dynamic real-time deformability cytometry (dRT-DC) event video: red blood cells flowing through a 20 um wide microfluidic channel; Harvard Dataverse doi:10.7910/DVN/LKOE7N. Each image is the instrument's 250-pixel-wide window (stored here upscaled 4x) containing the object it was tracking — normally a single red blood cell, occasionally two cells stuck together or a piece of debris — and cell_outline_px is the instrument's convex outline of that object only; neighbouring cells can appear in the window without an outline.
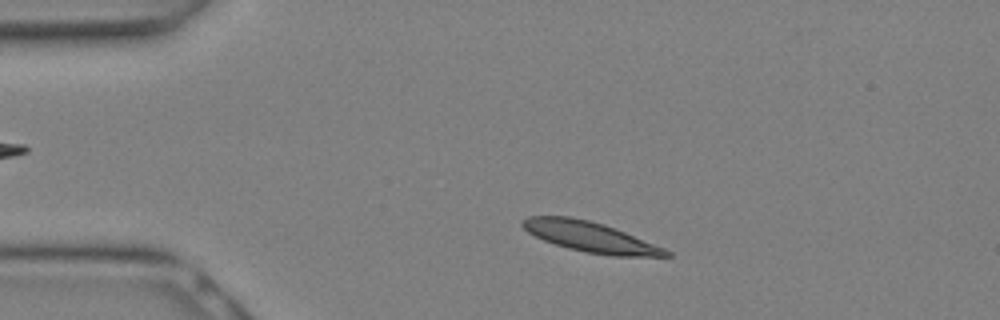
{"species": "Egyptian fruit bat (a non-hibernating species)", "species_latin": "Rousettus aegyptiacus", "temperature_condition": "warm", "stored_images_in_passage": 9, "camera_frame_rate_fps": 3000, "um_per_image_px": 0.085, "animal": {"sex": "female"}, "frame": {"image": 1, "passage_image": 3, "time_ms": 0.667, "image_size_px": [1000, 320], "cell_outline_px": [[672, 256], [612, 256], [588, 252], [568, 248], [544, 240], [528, 232], [520, 224], [528, 216], [568, 216], [588, 220], [604, 224], [664, 248], [672, 252]], "centroid_in_image_um": [50.17, 20.13], "position_along_channel_um": 34.8, "area_um2": 24.85}}
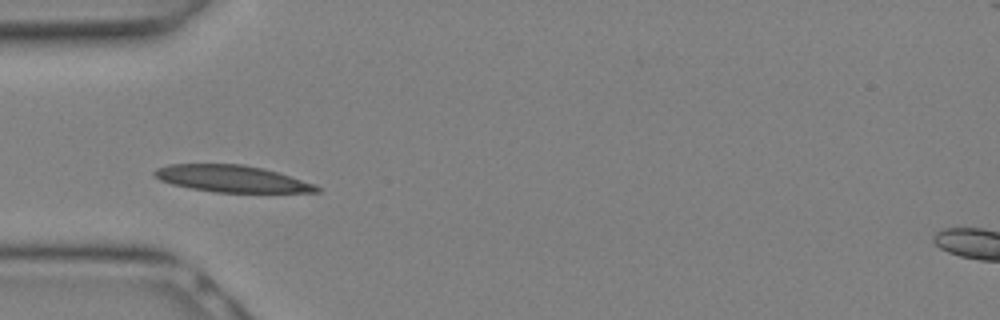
{"frame": {"image": 2, "passage_image": 6, "time_ms": 1.667, "image_size_px": [1000, 320], "cell_outline_px": [[320, 192], [216, 192], [192, 188], [172, 184], [160, 180], [152, 172], [156, 168], [168, 164], [244, 164], [276, 172], [316, 184], [320, 188]], "centroid_in_image_um": [19.68, 15.18], "position_along_channel_um": 65.3, "area_um2": 25.03}}
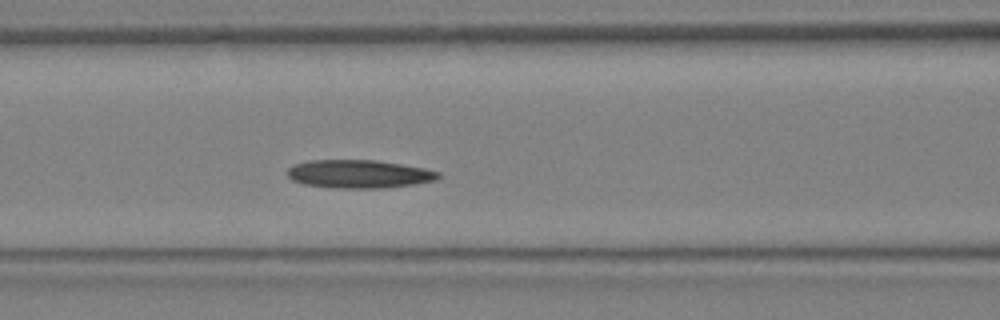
{"frame": {"image": 3, "passage_image": 9, "time_ms": 2.667, "image_size_px": [1000, 320], "cell_outline_px": [[440, 176], [436, 180], [416, 184], [384, 188], [336, 188], [304, 184], [292, 180], [284, 172], [292, 164], [308, 160], [376, 160], [424, 168], [440, 172]], "centroid_in_image_um": [30.47, 14.79], "position_along_channel_um": 136.1, "area_um2": 25.03}}